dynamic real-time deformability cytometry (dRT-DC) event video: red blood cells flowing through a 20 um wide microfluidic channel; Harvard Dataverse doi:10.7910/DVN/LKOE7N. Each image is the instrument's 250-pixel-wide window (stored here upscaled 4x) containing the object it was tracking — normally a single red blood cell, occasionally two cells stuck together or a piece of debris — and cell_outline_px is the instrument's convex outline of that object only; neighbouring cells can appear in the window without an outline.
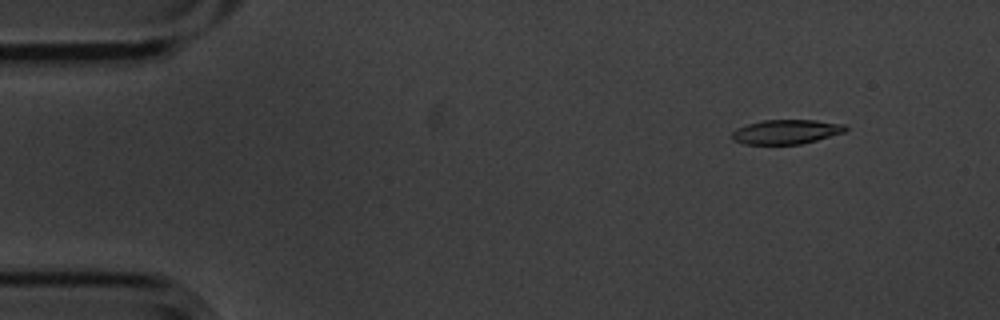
{"species": "common noctule bat (a hibernating species)", "species_latin": "Nyctalus noctula", "temperature_condition": "cold", "stored_images_in_passage": 9, "camera_frame_rate_fps": 3000, "um_per_image_px": 0.085, "animal": {"sex": "male", "body_mass_g": 20.1, "forearm_length_mm": 53.5}, "frame": {"image": 1, "passage_image": 1, "time_ms": 0.0, "image_size_px": [1000, 320], "cell_outline_px": [[848, 128], [844, 132], [816, 140], [800, 144], [744, 144], [736, 140], [732, 136], [732, 132], [736, 128], [748, 124], [764, 120], [816, 120], [844, 124]], "centroid_in_image_um": [66.84, 11.19], "position_along_channel_um": 18.2, "area_um2": 15.95}}
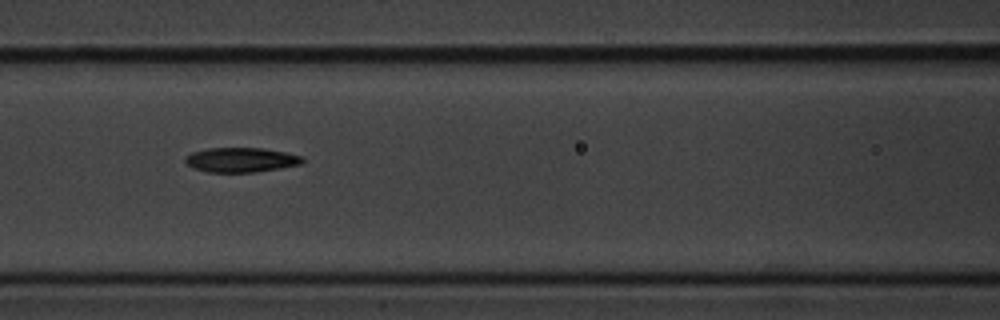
{"frame": {"image": 2, "passage_image": 6, "time_ms": 1.667, "image_size_px": [1000, 320], "cell_outline_px": [[304, 160], [300, 164], [280, 168], [256, 172], [208, 172], [192, 168], [184, 160], [184, 156], [192, 152], [208, 148], [264, 148], [304, 156]], "centroid_in_image_um": [20.47, 13.58], "position_along_channel_um": 146.1, "area_um2": 16.88}}
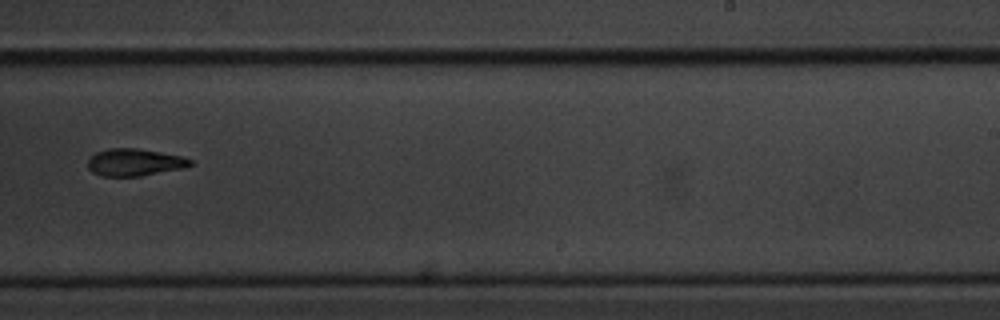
{"frame": {"image": 3, "passage_image": 9, "time_ms": 2.667, "image_size_px": [1000, 320], "cell_outline_px": [[192, 164], [184, 168], [140, 176], [100, 176], [92, 172], [88, 168], [88, 160], [96, 152], [108, 148], [136, 148], [160, 152], [180, 156], [192, 160]], "centroid_in_image_um": [11.41, 13.8], "position_along_channel_um": 277.6, "area_um2": 16.18}}